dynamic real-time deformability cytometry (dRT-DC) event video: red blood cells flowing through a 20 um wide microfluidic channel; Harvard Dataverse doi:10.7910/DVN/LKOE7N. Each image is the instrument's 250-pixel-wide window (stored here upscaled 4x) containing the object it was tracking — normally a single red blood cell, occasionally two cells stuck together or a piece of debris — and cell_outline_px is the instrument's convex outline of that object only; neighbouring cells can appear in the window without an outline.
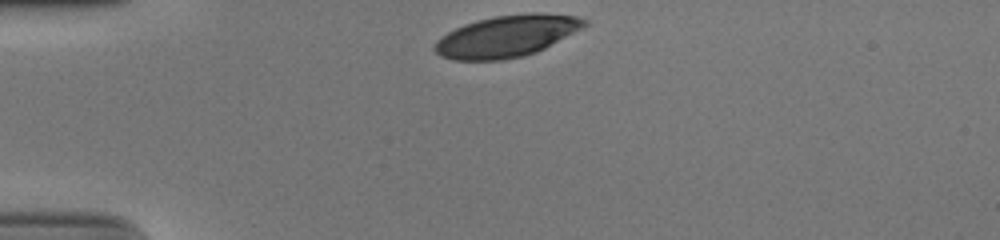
{"species": "human", "species_latin": "Homo sapiens", "temperature_condition": "cold", "stored_images_in_passage": 31, "camera_frame_rate_fps": 3000, "um_per_image_px": 0.085, "donor": {"sex": "male"}, "frame": {"image": 1, "passage_image": 1, "time_ms": 0.0, "image_size_px": [1000, 240], "cell_outline_px": [[588, 24], [544, 48], [536, 52], [520, 56], [500, 60], [456, 60], [440, 56], [432, 48], [436, 40], [440, 36], [464, 24], [476, 20], [496, 16], [528, 12], [544, 12], [576, 16], [588, 20]], "centroid_in_image_um": [43.04, 3.05], "position_along_channel_um": 42.0, "area_um2": 36.24}}
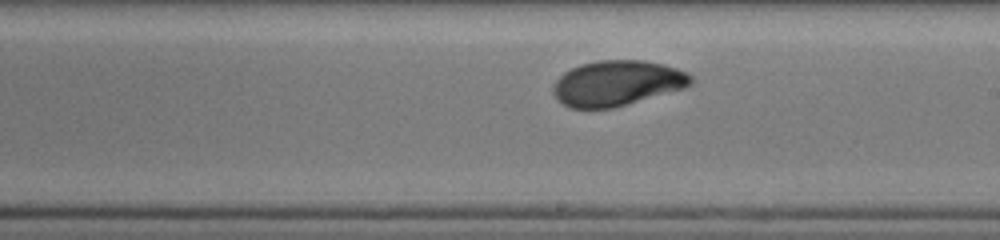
{"frame": {"image": 2, "passage_image": 19, "time_ms": 6.0, "image_size_px": [1000, 240], "cell_outline_px": [[692, 84], [684, 88], [612, 108], [568, 108], [556, 96], [552, 88], [556, 80], [564, 72], [580, 64], [600, 60], [644, 60], [676, 68], [688, 72], [692, 76]], "centroid_in_image_um": [52.46, 7.06], "position_along_channel_um": 236.5, "area_um2": 36.07}}
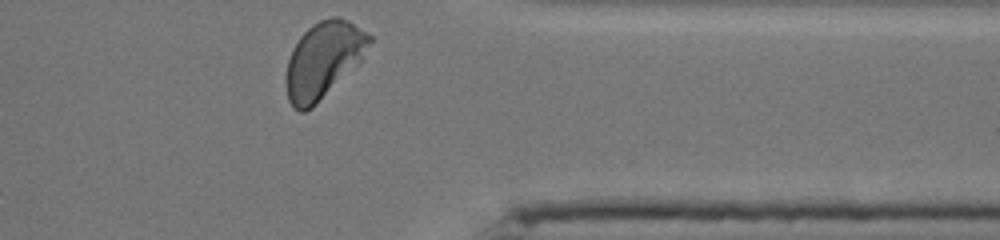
{"frame": {"image": 3, "passage_image": 31, "time_ms": 10.0, "image_size_px": [1000, 240], "cell_outline_px": [[372, 40], [360, 64], [312, 108], [304, 112], [300, 112], [292, 108], [288, 100], [288, 60], [292, 48], [300, 36], [312, 24], [320, 20], [332, 16], [336, 16], [348, 20], [372, 36]], "centroid_in_image_um": [27.53, 5.1], "position_along_channel_um": 383.9, "area_um2": 36.99}, "authors_computed_cell_mechanics": {"area_um2": 36.414, "velocity_mm_per_s": 3.8621, "shape_relaxation_time_tau1_ms": 2.6113, "shape_relaxation_time_tau2_ms": 0.8161, "deformation_change_tau1": 0.1248, "deformation_change_tau2": 0.0511}}